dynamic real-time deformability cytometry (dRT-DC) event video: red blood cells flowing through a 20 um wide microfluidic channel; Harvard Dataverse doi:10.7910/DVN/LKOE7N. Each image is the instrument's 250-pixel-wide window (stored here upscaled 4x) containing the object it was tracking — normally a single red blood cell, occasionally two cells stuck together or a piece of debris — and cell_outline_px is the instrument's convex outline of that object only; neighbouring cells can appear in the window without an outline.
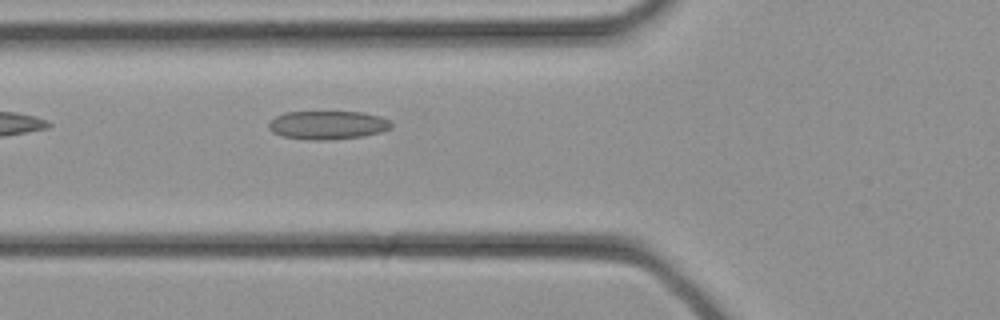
{"species": "common noctule bat (a hibernating species)", "species_latin": "Nyctalus noctula", "temperature_condition": "cold", "stored_images_in_passage": 23, "camera_frame_rate_fps": 3000, "um_per_image_px": 0.085, "animal": {"sex": "female", "body_mass_g": 21.9}, "frame": {"image": 1, "passage_image": 3, "time_ms": 0.667, "image_size_px": [1000, 320], "cell_outline_px": [[392, 128], [380, 132], [364, 136], [332, 140], [308, 140], [280, 136], [272, 132], [268, 128], [268, 124], [276, 116], [284, 112], [364, 112], [380, 116], [388, 120], [392, 124]], "centroid_in_image_um": [27.84, 10.64], "position_along_channel_um": 98.0, "area_um2": 20.58}}
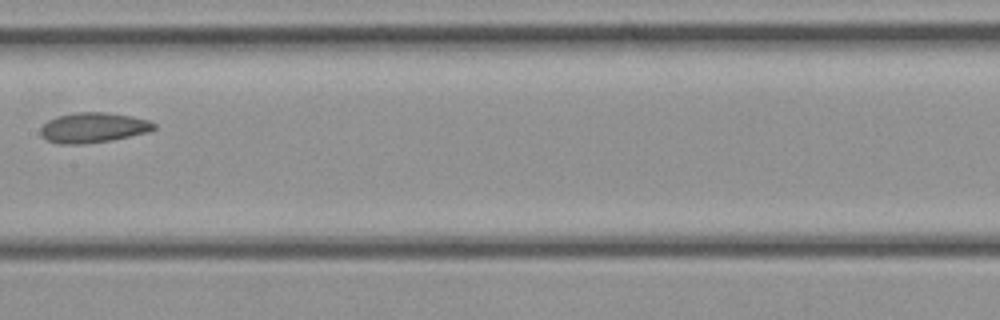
{"frame": {"image": 2, "passage_image": 8, "time_ms": 2.333, "image_size_px": [1000, 320], "cell_outline_px": [[156, 128], [148, 132], [112, 140], [84, 144], [56, 144], [40, 136], [40, 128], [48, 120], [56, 116], [76, 112], [104, 112], [128, 116], [148, 120], [156, 124]], "centroid_in_image_um": [7.88, 10.86], "position_along_channel_um": 199.5, "area_um2": 19.94}}
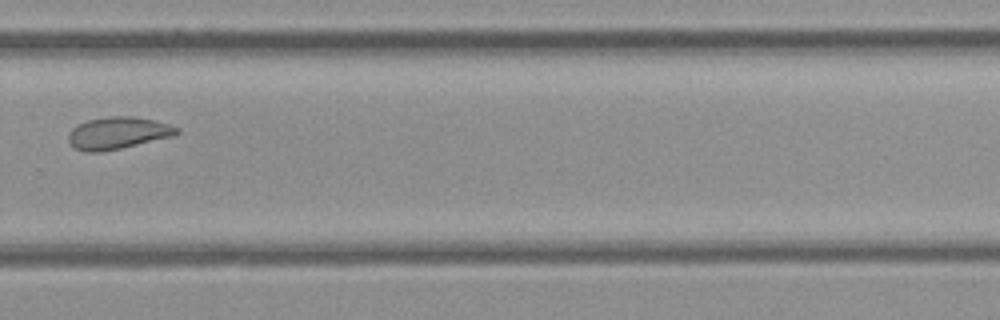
{"frame": {"image": 3, "passage_image": 14, "time_ms": 4.333, "image_size_px": [1000, 320], "cell_outline_px": [[180, 132], [172, 136], [120, 148], [100, 152], [84, 152], [72, 148], [68, 140], [68, 136], [72, 128], [76, 124], [88, 120], [108, 116], [132, 116], [152, 120], [168, 124], [180, 128]], "centroid_in_image_um": [9.96, 11.31], "position_along_channel_um": 319.8, "area_um2": 20.23}}